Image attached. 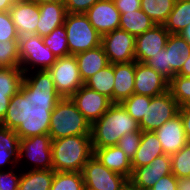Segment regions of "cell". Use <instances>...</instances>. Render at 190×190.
<instances>
[{"label": "cell", "mask_w": 190, "mask_h": 190, "mask_svg": "<svg viewBox=\"0 0 190 190\" xmlns=\"http://www.w3.org/2000/svg\"><path fill=\"white\" fill-rule=\"evenodd\" d=\"M19 149L20 138L15 130H11L0 124V167L9 162H12V164L14 162L18 163L20 161L18 159Z\"/></svg>", "instance_id": "26"}, {"label": "cell", "mask_w": 190, "mask_h": 190, "mask_svg": "<svg viewBox=\"0 0 190 190\" xmlns=\"http://www.w3.org/2000/svg\"><path fill=\"white\" fill-rule=\"evenodd\" d=\"M145 64L148 67L153 68L168 81L172 79L173 76L170 74V66H167V50L165 48L149 58Z\"/></svg>", "instance_id": "39"}, {"label": "cell", "mask_w": 190, "mask_h": 190, "mask_svg": "<svg viewBox=\"0 0 190 190\" xmlns=\"http://www.w3.org/2000/svg\"><path fill=\"white\" fill-rule=\"evenodd\" d=\"M165 49L167 66H170V74L174 77L190 55V44L179 34H170Z\"/></svg>", "instance_id": "24"}, {"label": "cell", "mask_w": 190, "mask_h": 190, "mask_svg": "<svg viewBox=\"0 0 190 190\" xmlns=\"http://www.w3.org/2000/svg\"><path fill=\"white\" fill-rule=\"evenodd\" d=\"M49 136L52 140L91 135V124L78 111L70 97L61 98L51 112Z\"/></svg>", "instance_id": "4"}, {"label": "cell", "mask_w": 190, "mask_h": 190, "mask_svg": "<svg viewBox=\"0 0 190 190\" xmlns=\"http://www.w3.org/2000/svg\"><path fill=\"white\" fill-rule=\"evenodd\" d=\"M52 53L57 57L69 56L68 42L64 25L55 28L49 35L42 37Z\"/></svg>", "instance_id": "33"}, {"label": "cell", "mask_w": 190, "mask_h": 190, "mask_svg": "<svg viewBox=\"0 0 190 190\" xmlns=\"http://www.w3.org/2000/svg\"><path fill=\"white\" fill-rule=\"evenodd\" d=\"M151 102L150 96L139 95L133 93L129 98L125 99L121 104L128 114L139 123L146 111V103Z\"/></svg>", "instance_id": "36"}, {"label": "cell", "mask_w": 190, "mask_h": 190, "mask_svg": "<svg viewBox=\"0 0 190 190\" xmlns=\"http://www.w3.org/2000/svg\"><path fill=\"white\" fill-rule=\"evenodd\" d=\"M12 21L19 36L36 34L40 17L39 5L31 0L12 5L10 8Z\"/></svg>", "instance_id": "18"}, {"label": "cell", "mask_w": 190, "mask_h": 190, "mask_svg": "<svg viewBox=\"0 0 190 190\" xmlns=\"http://www.w3.org/2000/svg\"><path fill=\"white\" fill-rule=\"evenodd\" d=\"M120 13L141 9V0H113Z\"/></svg>", "instance_id": "44"}, {"label": "cell", "mask_w": 190, "mask_h": 190, "mask_svg": "<svg viewBox=\"0 0 190 190\" xmlns=\"http://www.w3.org/2000/svg\"><path fill=\"white\" fill-rule=\"evenodd\" d=\"M23 77L24 71L20 67H0V122L7 113L10 98L20 90Z\"/></svg>", "instance_id": "19"}, {"label": "cell", "mask_w": 190, "mask_h": 190, "mask_svg": "<svg viewBox=\"0 0 190 190\" xmlns=\"http://www.w3.org/2000/svg\"><path fill=\"white\" fill-rule=\"evenodd\" d=\"M99 0H65L64 5L67 13L85 14Z\"/></svg>", "instance_id": "41"}, {"label": "cell", "mask_w": 190, "mask_h": 190, "mask_svg": "<svg viewBox=\"0 0 190 190\" xmlns=\"http://www.w3.org/2000/svg\"><path fill=\"white\" fill-rule=\"evenodd\" d=\"M139 130V124L128 114L121 103H113L110 108L91 124L93 149L117 146L126 133Z\"/></svg>", "instance_id": "2"}, {"label": "cell", "mask_w": 190, "mask_h": 190, "mask_svg": "<svg viewBox=\"0 0 190 190\" xmlns=\"http://www.w3.org/2000/svg\"><path fill=\"white\" fill-rule=\"evenodd\" d=\"M0 67H20L19 41H0Z\"/></svg>", "instance_id": "34"}, {"label": "cell", "mask_w": 190, "mask_h": 190, "mask_svg": "<svg viewBox=\"0 0 190 190\" xmlns=\"http://www.w3.org/2000/svg\"><path fill=\"white\" fill-rule=\"evenodd\" d=\"M38 5L46 4V3H54V2H65V0H31Z\"/></svg>", "instance_id": "50"}, {"label": "cell", "mask_w": 190, "mask_h": 190, "mask_svg": "<svg viewBox=\"0 0 190 190\" xmlns=\"http://www.w3.org/2000/svg\"><path fill=\"white\" fill-rule=\"evenodd\" d=\"M85 190H126L128 179L106 168L93 155L81 171Z\"/></svg>", "instance_id": "6"}, {"label": "cell", "mask_w": 190, "mask_h": 190, "mask_svg": "<svg viewBox=\"0 0 190 190\" xmlns=\"http://www.w3.org/2000/svg\"><path fill=\"white\" fill-rule=\"evenodd\" d=\"M115 84L114 64H109L91 77H89L84 85L107 96L113 103V87Z\"/></svg>", "instance_id": "29"}, {"label": "cell", "mask_w": 190, "mask_h": 190, "mask_svg": "<svg viewBox=\"0 0 190 190\" xmlns=\"http://www.w3.org/2000/svg\"><path fill=\"white\" fill-rule=\"evenodd\" d=\"M101 45L110 64L135 61V37L125 30L115 29L101 36Z\"/></svg>", "instance_id": "10"}, {"label": "cell", "mask_w": 190, "mask_h": 190, "mask_svg": "<svg viewBox=\"0 0 190 190\" xmlns=\"http://www.w3.org/2000/svg\"><path fill=\"white\" fill-rule=\"evenodd\" d=\"M50 190H85L81 172H56Z\"/></svg>", "instance_id": "32"}, {"label": "cell", "mask_w": 190, "mask_h": 190, "mask_svg": "<svg viewBox=\"0 0 190 190\" xmlns=\"http://www.w3.org/2000/svg\"><path fill=\"white\" fill-rule=\"evenodd\" d=\"M55 171L30 169L21 175L18 190H50Z\"/></svg>", "instance_id": "28"}, {"label": "cell", "mask_w": 190, "mask_h": 190, "mask_svg": "<svg viewBox=\"0 0 190 190\" xmlns=\"http://www.w3.org/2000/svg\"><path fill=\"white\" fill-rule=\"evenodd\" d=\"M169 174H172L171 156L163 154L148 165L135 168L128 181L132 186L150 189L161 177Z\"/></svg>", "instance_id": "13"}, {"label": "cell", "mask_w": 190, "mask_h": 190, "mask_svg": "<svg viewBox=\"0 0 190 190\" xmlns=\"http://www.w3.org/2000/svg\"><path fill=\"white\" fill-rule=\"evenodd\" d=\"M78 111L92 124L113 104L107 96L83 85L71 97Z\"/></svg>", "instance_id": "12"}, {"label": "cell", "mask_w": 190, "mask_h": 190, "mask_svg": "<svg viewBox=\"0 0 190 190\" xmlns=\"http://www.w3.org/2000/svg\"><path fill=\"white\" fill-rule=\"evenodd\" d=\"M19 37L10 12H0V41L19 40Z\"/></svg>", "instance_id": "40"}, {"label": "cell", "mask_w": 190, "mask_h": 190, "mask_svg": "<svg viewBox=\"0 0 190 190\" xmlns=\"http://www.w3.org/2000/svg\"><path fill=\"white\" fill-rule=\"evenodd\" d=\"M64 27L69 55L75 56L101 45V35L83 13H67Z\"/></svg>", "instance_id": "5"}, {"label": "cell", "mask_w": 190, "mask_h": 190, "mask_svg": "<svg viewBox=\"0 0 190 190\" xmlns=\"http://www.w3.org/2000/svg\"><path fill=\"white\" fill-rule=\"evenodd\" d=\"M170 33L162 24H156L146 32L135 37V61L145 63L158 51L166 47Z\"/></svg>", "instance_id": "14"}, {"label": "cell", "mask_w": 190, "mask_h": 190, "mask_svg": "<svg viewBox=\"0 0 190 190\" xmlns=\"http://www.w3.org/2000/svg\"><path fill=\"white\" fill-rule=\"evenodd\" d=\"M85 15L101 36L119 29L121 13L113 0H99Z\"/></svg>", "instance_id": "15"}, {"label": "cell", "mask_w": 190, "mask_h": 190, "mask_svg": "<svg viewBox=\"0 0 190 190\" xmlns=\"http://www.w3.org/2000/svg\"><path fill=\"white\" fill-rule=\"evenodd\" d=\"M177 190H190V176L177 178Z\"/></svg>", "instance_id": "46"}, {"label": "cell", "mask_w": 190, "mask_h": 190, "mask_svg": "<svg viewBox=\"0 0 190 190\" xmlns=\"http://www.w3.org/2000/svg\"><path fill=\"white\" fill-rule=\"evenodd\" d=\"M75 57L83 82L110 64L102 45L76 54Z\"/></svg>", "instance_id": "23"}, {"label": "cell", "mask_w": 190, "mask_h": 190, "mask_svg": "<svg viewBox=\"0 0 190 190\" xmlns=\"http://www.w3.org/2000/svg\"><path fill=\"white\" fill-rule=\"evenodd\" d=\"M164 151L154 132L142 131L141 142L131 161L132 169L148 165Z\"/></svg>", "instance_id": "25"}, {"label": "cell", "mask_w": 190, "mask_h": 190, "mask_svg": "<svg viewBox=\"0 0 190 190\" xmlns=\"http://www.w3.org/2000/svg\"><path fill=\"white\" fill-rule=\"evenodd\" d=\"M61 98L50 72L39 69L34 77H23L0 124L15 130L20 139L48 134L51 112Z\"/></svg>", "instance_id": "1"}, {"label": "cell", "mask_w": 190, "mask_h": 190, "mask_svg": "<svg viewBox=\"0 0 190 190\" xmlns=\"http://www.w3.org/2000/svg\"><path fill=\"white\" fill-rule=\"evenodd\" d=\"M150 190H177V177L173 173L165 175Z\"/></svg>", "instance_id": "43"}, {"label": "cell", "mask_w": 190, "mask_h": 190, "mask_svg": "<svg viewBox=\"0 0 190 190\" xmlns=\"http://www.w3.org/2000/svg\"><path fill=\"white\" fill-rule=\"evenodd\" d=\"M11 7L9 0H0V12L10 11Z\"/></svg>", "instance_id": "48"}, {"label": "cell", "mask_w": 190, "mask_h": 190, "mask_svg": "<svg viewBox=\"0 0 190 190\" xmlns=\"http://www.w3.org/2000/svg\"><path fill=\"white\" fill-rule=\"evenodd\" d=\"M169 81L145 63L135 61L134 93L158 96L168 91Z\"/></svg>", "instance_id": "16"}, {"label": "cell", "mask_w": 190, "mask_h": 190, "mask_svg": "<svg viewBox=\"0 0 190 190\" xmlns=\"http://www.w3.org/2000/svg\"><path fill=\"white\" fill-rule=\"evenodd\" d=\"M180 105L169 91L151 97V102L146 103V111L138 123L141 131L153 132L165 122L179 114Z\"/></svg>", "instance_id": "8"}, {"label": "cell", "mask_w": 190, "mask_h": 190, "mask_svg": "<svg viewBox=\"0 0 190 190\" xmlns=\"http://www.w3.org/2000/svg\"><path fill=\"white\" fill-rule=\"evenodd\" d=\"M48 71L52 76L58 94L62 98L71 97L84 85L74 55L57 58Z\"/></svg>", "instance_id": "9"}, {"label": "cell", "mask_w": 190, "mask_h": 190, "mask_svg": "<svg viewBox=\"0 0 190 190\" xmlns=\"http://www.w3.org/2000/svg\"><path fill=\"white\" fill-rule=\"evenodd\" d=\"M176 0H141V10L156 24H164Z\"/></svg>", "instance_id": "31"}, {"label": "cell", "mask_w": 190, "mask_h": 190, "mask_svg": "<svg viewBox=\"0 0 190 190\" xmlns=\"http://www.w3.org/2000/svg\"><path fill=\"white\" fill-rule=\"evenodd\" d=\"M141 136L142 131L139 129L136 132L126 133L118 141L117 147L120 148L131 161L140 146Z\"/></svg>", "instance_id": "38"}, {"label": "cell", "mask_w": 190, "mask_h": 190, "mask_svg": "<svg viewBox=\"0 0 190 190\" xmlns=\"http://www.w3.org/2000/svg\"><path fill=\"white\" fill-rule=\"evenodd\" d=\"M172 173L177 177L190 176V142L179 152L171 155Z\"/></svg>", "instance_id": "37"}, {"label": "cell", "mask_w": 190, "mask_h": 190, "mask_svg": "<svg viewBox=\"0 0 190 190\" xmlns=\"http://www.w3.org/2000/svg\"><path fill=\"white\" fill-rule=\"evenodd\" d=\"M179 114L182 119L183 127L188 142H190V110L188 109H179Z\"/></svg>", "instance_id": "45"}, {"label": "cell", "mask_w": 190, "mask_h": 190, "mask_svg": "<svg viewBox=\"0 0 190 190\" xmlns=\"http://www.w3.org/2000/svg\"><path fill=\"white\" fill-rule=\"evenodd\" d=\"M96 158L108 169L114 171L128 180L132 175L131 160L117 146L93 149Z\"/></svg>", "instance_id": "22"}, {"label": "cell", "mask_w": 190, "mask_h": 190, "mask_svg": "<svg viewBox=\"0 0 190 190\" xmlns=\"http://www.w3.org/2000/svg\"><path fill=\"white\" fill-rule=\"evenodd\" d=\"M190 23V0H176L173 10L163 24L170 34H179Z\"/></svg>", "instance_id": "30"}, {"label": "cell", "mask_w": 190, "mask_h": 190, "mask_svg": "<svg viewBox=\"0 0 190 190\" xmlns=\"http://www.w3.org/2000/svg\"><path fill=\"white\" fill-rule=\"evenodd\" d=\"M20 68L24 75L28 72L27 65L40 67V70H48L57 60L50 48L44 44L42 37L36 34L19 37ZM24 64V65H23ZM25 64H27L25 66ZM24 66V67H23Z\"/></svg>", "instance_id": "7"}, {"label": "cell", "mask_w": 190, "mask_h": 190, "mask_svg": "<svg viewBox=\"0 0 190 190\" xmlns=\"http://www.w3.org/2000/svg\"><path fill=\"white\" fill-rule=\"evenodd\" d=\"M114 76L113 103H122L134 93L135 61L114 64Z\"/></svg>", "instance_id": "21"}, {"label": "cell", "mask_w": 190, "mask_h": 190, "mask_svg": "<svg viewBox=\"0 0 190 190\" xmlns=\"http://www.w3.org/2000/svg\"><path fill=\"white\" fill-rule=\"evenodd\" d=\"M52 139L49 134H42L28 138L20 139L19 157L23 156L34 162L35 170H50L53 169L52 164ZM25 152V154H24Z\"/></svg>", "instance_id": "11"}, {"label": "cell", "mask_w": 190, "mask_h": 190, "mask_svg": "<svg viewBox=\"0 0 190 190\" xmlns=\"http://www.w3.org/2000/svg\"><path fill=\"white\" fill-rule=\"evenodd\" d=\"M126 190H150V189H142V188H139V187H136V186H132V185L128 182Z\"/></svg>", "instance_id": "51"}, {"label": "cell", "mask_w": 190, "mask_h": 190, "mask_svg": "<svg viewBox=\"0 0 190 190\" xmlns=\"http://www.w3.org/2000/svg\"><path fill=\"white\" fill-rule=\"evenodd\" d=\"M52 164L56 172H81L94 155L91 135H76L52 140Z\"/></svg>", "instance_id": "3"}, {"label": "cell", "mask_w": 190, "mask_h": 190, "mask_svg": "<svg viewBox=\"0 0 190 190\" xmlns=\"http://www.w3.org/2000/svg\"><path fill=\"white\" fill-rule=\"evenodd\" d=\"M180 109L190 110V99L182 107H180Z\"/></svg>", "instance_id": "53"}, {"label": "cell", "mask_w": 190, "mask_h": 190, "mask_svg": "<svg viewBox=\"0 0 190 190\" xmlns=\"http://www.w3.org/2000/svg\"><path fill=\"white\" fill-rule=\"evenodd\" d=\"M39 13L36 35L43 37L64 25L67 11L64 2H54L39 5Z\"/></svg>", "instance_id": "20"}, {"label": "cell", "mask_w": 190, "mask_h": 190, "mask_svg": "<svg viewBox=\"0 0 190 190\" xmlns=\"http://www.w3.org/2000/svg\"><path fill=\"white\" fill-rule=\"evenodd\" d=\"M185 40H187L190 44V23L179 33Z\"/></svg>", "instance_id": "49"}, {"label": "cell", "mask_w": 190, "mask_h": 190, "mask_svg": "<svg viewBox=\"0 0 190 190\" xmlns=\"http://www.w3.org/2000/svg\"><path fill=\"white\" fill-rule=\"evenodd\" d=\"M156 23L141 9L121 13L119 28L137 37L152 28Z\"/></svg>", "instance_id": "27"}, {"label": "cell", "mask_w": 190, "mask_h": 190, "mask_svg": "<svg viewBox=\"0 0 190 190\" xmlns=\"http://www.w3.org/2000/svg\"><path fill=\"white\" fill-rule=\"evenodd\" d=\"M20 177L21 174L17 176L13 170L8 173L0 170V190H18Z\"/></svg>", "instance_id": "42"}, {"label": "cell", "mask_w": 190, "mask_h": 190, "mask_svg": "<svg viewBox=\"0 0 190 190\" xmlns=\"http://www.w3.org/2000/svg\"><path fill=\"white\" fill-rule=\"evenodd\" d=\"M153 132L166 155L171 156L179 152L188 143L180 114L168 120Z\"/></svg>", "instance_id": "17"}, {"label": "cell", "mask_w": 190, "mask_h": 190, "mask_svg": "<svg viewBox=\"0 0 190 190\" xmlns=\"http://www.w3.org/2000/svg\"><path fill=\"white\" fill-rule=\"evenodd\" d=\"M26 1H28V0H9L11 5H16V4H19V3L26 2Z\"/></svg>", "instance_id": "52"}, {"label": "cell", "mask_w": 190, "mask_h": 190, "mask_svg": "<svg viewBox=\"0 0 190 190\" xmlns=\"http://www.w3.org/2000/svg\"><path fill=\"white\" fill-rule=\"evenodd\" d=\"M168 91L182 107L190 99V77L175 75L169 81Z\"/></svg>", "instance_id": "35"}, {"label": "cell", "mask_w": 190, "mask_h": 190, "mask_svg": "<svg viewBox=\"0 0 190 190\" xmlns=\"http://www.w3.org/2000/svg\"><path fill=\"white\" fill-rule=\"evenodd\" d=\"M176 75H182V76L190 77V55L185 60L181 70Z\"/></svg>", "instance_id": "47"}]
</instances>
